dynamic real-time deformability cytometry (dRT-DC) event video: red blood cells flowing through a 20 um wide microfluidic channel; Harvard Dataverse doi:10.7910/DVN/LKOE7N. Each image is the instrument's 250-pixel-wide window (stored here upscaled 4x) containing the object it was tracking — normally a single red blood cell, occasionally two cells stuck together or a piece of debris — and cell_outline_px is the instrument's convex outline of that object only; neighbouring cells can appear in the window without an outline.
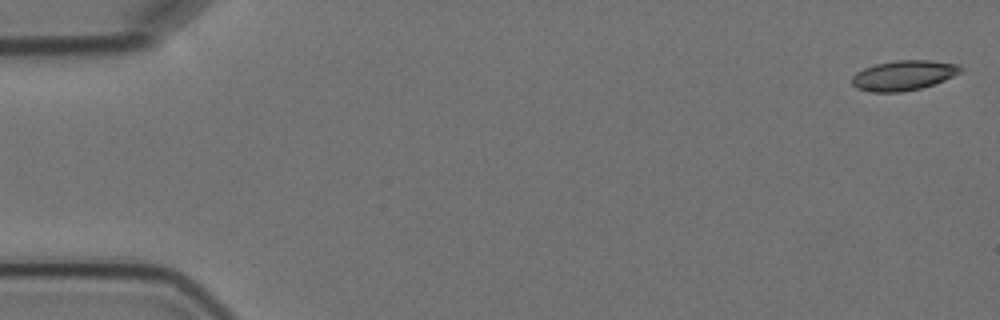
{"species": "Egyptian fruit bat (a non-hibernating species)", "species_latin": "Rousettus aegyptiacus", "temperature_condition": "cold", "stored_images_in_passage": 6, "camera_frame_rate_fps": 3000, "um_per_image_px": 0.085, "animal": {"sex": "female"}, "frame": {"image": 1, "passage_image": 1, "time_ms": 0.0, "image_size_px": [1000, 320], "cell_outline_px": [[964, 68], [960, 72], [944, 80], [920, 88], [900, 92], [872, 92], [856, 88], [852, 84], [852, 76], [856, 72], [864, 68], [876, 64], [896, 60], [928, 60], [956, 64]], "centroid_in_image_um": [76.77, 6.4], "position_along_channel_um": 8.2, "area_um2": 18.79}}
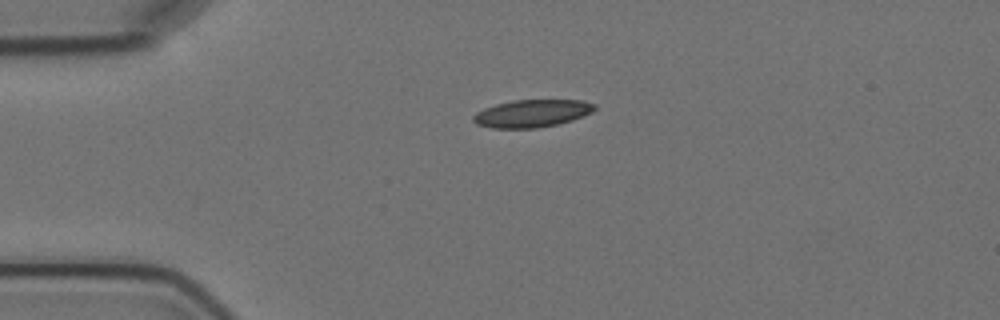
{"frame": {"image": 2, "passage_image": 4, "time_ms": 4.0, "image_size_px": [1000, 320], "cell_outline_px": [[596, 108], [592, 112], [572, 120], [556, 124], [536, 128], [492, 128], [476, 124], [472, 120], [472, 116], [476, 112], [484, 108], [496, 104], [516, 100], [584, 100], [596, 104]], "centroid_in_image_um": [45.21, 9.64], "position_along_channel_um": 39.8, "area_um2": 19.48}}
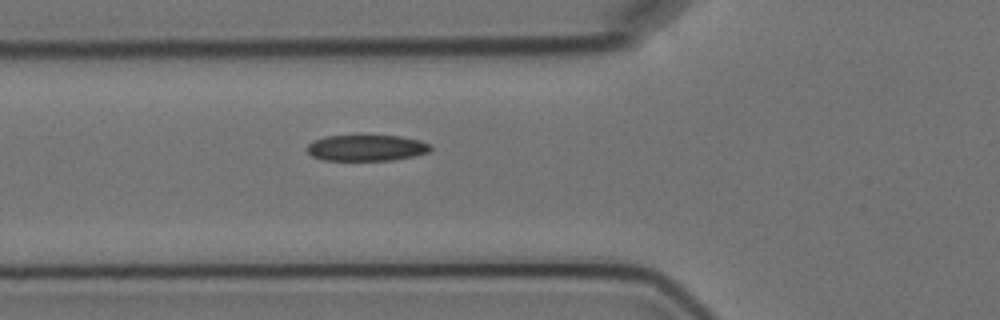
{"frame": {"image": 3, "passage_image": 6, "time_ms": 6.333, "image_size_px": [1000, 320], "cell_outline_px": [[432, 148], [428, 152], [412, 156], [392, 160], [324, 160], [312, 156], [308, 152], [308, 144], [324, 136], [360, 132], [400, 136], [420, 140], [432, 144]], "centroid_in_image_um": [31.16, 12.51], "position_along_channel_um": 94.6, "area_um2": 19.71}}